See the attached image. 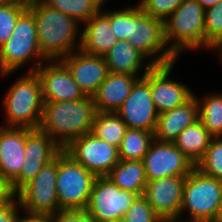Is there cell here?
Masks as SVG:
<instances>
[{"instance_id": "obj_29", "label": "cell", "mask_w": 222, "mask_h": 222, "mask_svg": "<svg viewBox=\"0 0 222 222\" xmlns=\"http://www.w3.org/2000/svg\"><path fill=\"white\" fill-rule=\"evenodd\" d=\"M199 120L213 138L222 137V93L198 98Z\"/></svg>"}, {"instance_id": "obj_43", "label": "cell", "mask_w": 222, "mask_h": 222, "mask_svg": "<svg viewBox=\"0 0 222 222\" xmlns=\"http://www.w3.org/2000/svg\"><path fill=\"white\" fill-rule=\"evenodd\" d=\"M216 221L222 222V196H221V204H220V208H219V212H218Z\"/></svg>"}, {"instance_id": "obj_35", "label": "cell", "mask_w": 222, "mask_h": 222, "mask_svg": "<svg viewBox=\"0 0 222 222\" xmlns=\"http://www.w3.org/2000/svg\"><path fill=\"white\" fill-rule=\"evenodd\" d=\"M48 162L50 161L24 159V164L19 176L9 185L11 192L15 195L25 184L32 180Z\"/></svg>"}, {"instance_id": "obj_37", "label": "cell", "mask_w": 222, "mask_h": 222, "mask_svg": "<svg viewBox=\"0 0 222 222\" xmlns=\"http://www.w3.org/2000/svg\"><path fill=\"white\" fill-rule=\"evenodd\" d=\"M111 27L115 37L119 41L126 40L127 7L111 11Z\"/></svg>"}, {"instance_id": "obj_2", "label": "cell", "mask_w": 222, "mask_h": 222, "mask_svg": "<svg viewBox=\"0 0 222 222\" xmlns=\"http://www.w3.org/2000/svg\"><path fill=\"white\" fill-rule=\"evenodd\" d=\"M95 114L91 96L81 100L44 102L39 129L64 149L72 140L92 131Z\"/></svg>"}, {"instance_id": "obj_38", "label": "cell", "mask_w": 222, "mask_h": 222, "mask_svg": "<svg viewBox=\"0 0 222 222\" xmlns=\"http://www.w3.org/2000/svg\"><path fill=\"white\" fill-rule=\"evenodd\" d=\"M20 208L19 200L14 195L10 200L0 206V222H18L21 211Z\"/></svg>"}, {"instance_id": "obj_25", "label": "cell", "mask_w": 222, "mask_h": 222, "mask_svg": "<svg viewBox=\"0 0 222 222\" xmlns=\"http://www.w3.org/2000/svg\"><path fill=\"white\" fill-rule=\"evenodd\" d=\"M24 159L51 161L63 149L45 132L25 128Z\"/></svg>"}, {"instance_id": "obj_23", "label": "cell", "mask_w": 222, "mask_h": 222, "mask_svg": "<svg viewBox=\"0 0 222 222\" xmlns=\"http://www.w3.org/2000/svg\"><path fill=\"white\" fill-rule=\"evenodd\" d=\"M107 177L122 190L144 195L147 179L142 160H120Z\"/></svg>"}, {"instance_id": "obj_32", "label": "cell", "mask_w": 222, "mask_h": 222, "mask_svg": "<svg viewBox=\"0 0 222 222\" xmlns=\"http://www.w3.org/2000/svg\"><path fill=\"white\" fill-rule=\"evenodd\" d=\"M196 167L204 174L222 181V137L212 138L209 147Z\"/></svg>"}, {"instance_id": "obj_44", "label": "cell", "mask_w": 222, "mask_h": 222, "mask_svg": "<svg viewBox=\"0 0 222 222\" xmlns=\"http://www.w3.org/2000/svg\"><path fill=\"white\" fill-rule=\"evenodd\" d=\"M13 1H16V0H0V5H3V4L9 3V2H13Z\"/></svg>"}, {"instance_id": "obj_13", "label": "cell", "mask_w": 222, "mask_h": 222, "mask_svg": "<svg viewBox=\"0 0 222 222\" xmlns=\"http://www.w3.org/2000/svg\"><path fill=\"white\" fill-rule=\"evenodd\" d=\"M142 161L147 182L164 177H187L196 167L174 143L156 140Z\"/></svg>"}, {"instance_id": "obj_7", "label": "cell", "mask_w": 222, "mask_h": 222, "mask_svg": "<svg viewBox=\"0 0 222 222\" xmlns=\"http://www.w3.org/2000/svg\"><path fill=\"white\" fill-rule=\"evenodd\" d=\"M222 181L195 167L186 177L179 222H214L221 204ZM188 219H181L183 211ZM181 219V220H180Z\"/></svg>"}, {"instance_id": "obj_33", "label": "cell", "mask_w": 222, "mask_h": 222, "mask_svg": "<svg viewBox=\"0 0 222 222\" xmlns=\"http://www.w3.org/2000/svg\"><path fill=\"white\" fill-rule=\"evenodd\" d=\"M124 222H163L144 195L136 198L123 217Z\"/></svg>"}, {"instance_id": "obj_45", "label": "cell", "mask_w": 222, "mask_h": 222, "mask_svg": "<svg viewBox=\"0 0 222 222\" xmlns=\"http://www.w3.org/2000/svg\"><path fill=\"white\" fill-rule=\"evenodd\" d=\"M107 222H124L123 218L118 219V220H112V221H107Z\"/></svg>"}, {"instance_id": "obj_1", "label": "cell", "mask_w": 222, "mask_h": 222, "mask_svg": "<svg viewBox=\"0 0 222 222\" xmlns=\"http://www.w3.org/2000/svg\"><path fill=\"white\" fill-rule=\"evenodd\" d=\"M28 9L35 17L39 48L47 61L61 60L80 49L81 24L74 18L49 7L42 0L28 1Z\"/></svg>"}, {"instance_id": "obj_36", "label": "cell", "mask_w": 222, "mask_h": 222, "mask_svg": "<svg viewBox=\"0 0 222 222\" xmlns=\"http://www.w3.org/2000/svg\"><path fill=\"white\" fill-rule=\"evenodd\" d=\"M53 222H98L86 210H59L52 215Z\"/></svg>"}, {"instance_id": "obj_39", "label": "cell", "mask_w": 222, "mask_h": 222, "mask_svg": "<svg viewBox=\"0 0 222 222\" xmlns=\"http://www.w3.org/2000/svg\"><path fill=\"white\" fill-rule=\"evenodd\" d=\"M27 216H20L18 222H53L52 216L49 215H39V214H29L25 213Z\"/></svg>"}, {"instance_id": "obj_17", "label": "cell", "mask_w": 222, "mask_h": 222, "mask_svg": "<svg viewBox=\"0 0 222 222\" xmlns=\"http://www.w3.org/2000/svg\"><path fill=\"white\" fill-rule=\"evenodd\" d=\"M86 96H93L109 71L103 56H96L78 49L60 60Z\"/></svg>"}, {"instance_id": "obj_21", "label": "cell", "mask_w": 222, "mask_h": 222, "mask_svg": "<svg viewBox=\"0 0 222 222\" xmlns=\"http://www.w3.org/2000/svg\"><path fill=\"white\" fill-rule=\"evenodd\" d=\"M143 77L109 72L92 96L96 112H116L129 96L135 82Z\"/></svg>"}, {"instance_id": "obj_42", "label": "cell", "mask_w": 222, "mask_h": 222, "mask_svg": "<svg viewBox=\"0 0 222 222\" xmlns=\"http://www.w3.org/2000/svg\"><path fill=\"white\" fill-rule=\"evenodd\" d=\"M218 51V54H219V57H220V60L222 59V40L220 42H218L213 48L212 50H216ZM222 62V60H221Z\"/></svg>"}, {"instance_id": "obj_30", "label": "cell", "mask_w": 222, "mask_h": 222, "mask_svg": "<svg viewBox=\"0 0 222 222\" xmlns=\"http://www.w3.org/2000/svg\"><path fill=\"white\" fill-rule=\"evenodd\" d=\"M27 9V0H16L0 5V47L11 37L18 19Z\"/></svg>"}, {"instance_id": "obj_3", "label": "cell", "mask_w": 222, "mask_h": 222, "mask_svg": "<svg viewBox=\"0 0 222 222\" xmlns=\"http://www.w3.org/2000/svg\"><path fill=\"white\" fill-rule=\"evenodd\" d=\"M6 92L3 107L7 120L3 126L38 129L44 102L37 73L21 75Z\"/></svg>"}, {"instance_id": "obj_10", "label": "cell", "mask_w": 222, "mask_h": 222, "mask_svg": "<svg viewBox=\"0 0 222 222\" xmlns=\"http://www.w3.org/2000/svg\"><path fill=\"white\" fill-rule=\"evenodd\" d=\"M63 151L96 177L107 176L120 161L118 147L96 137L92 132L72 140Z\"/></svg>"}, {"instance_id": "obj_6", "label": "cell", "mask_w": 222, "mask_h": 222, "mask_svg": "<svg viewBox=\"0 0 222 222\" xmlns=\"http://www.w3.org/2000/svg\"><path fill=\"white\" fill-rule=\"evenodd\" d=\"M204 16L197 0H185L164 21L166 44L177 58L185 50L205 49Z\"/></svg>"}, {"instance_id": "obj_12", "label": "cell", "mask_w": 222, "mask_h": 222, "mask_svg": "<svg viewBox=\"0 0 222 222\" xmlns=\"http://www.w3.org/2000/svg\"><path fill=\"white\" fill-rule=\"evenodd\" d=\"M127 128L155 132L159 113L150 89V70L133 85L129 96L116 111Z\"/></svg>"}, {"instance_id": "obj_22", "label": "cell", "mask_w": 222, "mask_h": 222, "mask_svg": "<svg viewBox=\"0 0 222 222\" xmlns=\"http://www.w3.org/2000/svg\"><path fill=\"white\" fill-rule=\"evenodd\" d=\"M110 73H126L133 76H144L154 64L138 49L133 48L127 40L115 43L112 49L104 56ZM144 70L143 74L139 73Z\"/></svg>"}, {"instance_id": "obj_4", "label": "cell", "mask_w": 222, "mask_h": 222, "mask_svg": "<svg viewBox=\"0 0 222 222\" xmlns=\"http://www.w3.org/2000/svg\"><path fill=\"white\" fill-rule=\"evenodd\" d=\"M126 40L154 65H166L178 59L168 48L164 37V21L146 14L139 4L127 7Z\"/></svg>"}, {"instance_id": "obj_27", "label": "cell", "mask_w": 222, "mask_h": 222, "mask_svg": "<svg viewBox=\"0 0 222 222\" xmlns=\"http://www.w3.org/2000/svg\"><path fill=\"white\" fill-rule=\"evenodd\" d=\"M153 141L154 132L127 128L118 148L120 160H143Z\"/></svg>"}, {"instance_id": "obj_41", "label": "cell", "mask_w": 222, "mask_h": 222, "mask_svg": "<svg viewBox=\"0 0 222 222\" xmlns=\"http://www.w3.org/2000/svg\"><path fill=\"white\" fill-rule=\"evenodd\" d=\"M220 0H197V2L206 10L215 5Z\"/></svg>"}, {"instance_id": "obj_16", "label": "cell", "mask_w": 222, "mask_h": 222, "mask_svg": "<svg viewBox=\"0 0 222 222\" xmlns=\"http://www.w3.org/2000/svg\"><path fill=\"white\" fill-rule=\"evenodd\" d=\"M175 63L154 65L150 69L151 96L159 114L184 104L194 95L186 84L169 78Z\"/></svg>"}, {"instance_id": "obj_26", "label": "cell", "mask_w": 222, "mask_h": 222, "mask_svg": "<svg viewBox=\"0 0 222 222\" xmlns=\"http://www.w3.org/2000/svg\"><path fill=\"white\" fill-rule=\"evenodd\" d=\"M127 126L116 112H96L92 133L119 148Z\"/></svg>"}, {"instance_id": "obj_14", "label": "cell", "mask_w": 222, "mask_h": 222, "mask_svg": "<svg viewBox=\"0 0 222 222\" xmlns=\"http://www.w3.org/2000/svg\"><path fill=\"white\" fill-rule=\"evenodd\" d=\"M186 177H164L147 182L144 196L163 222L178 221Z\"/></svg>"}, {"instance_id": "obj_24", "label": "cell", "mask_w": 222, "mask_h": 222, "mask_svg": "<svg viewBox=\"0 0 222 222\" xmlns=\"http://www.w3.org/2000/svg\"><path fill=\"white\" fill-rule=\"evenodd\" d=\"M212 138L198 120L184 129L173 143L196 166L204 156Z\"/></svg>"}, {"instance_id": "obj_18", "label": "cell", "mask_w": 222, "mask_h": 222, "mask_svg": "<svg viewBox=\"0 0 222 222\" xmlns=\"http://www.w3.org/2000/svg\"><path fill=\"white\" fill-rule=\"evenodd\" d=\"M25 128L0 126V176L10 185L24 164Z\"/></svg>"}, {"instance_id": "obj_5", "label": "cell", "mask_w": 222, "mask_h": 222, "mask_svg": "<svg viewBox=\"0 0 222 222\" xmlns=\"http://www.w3.org/2000/svg\"><path fill=\"white\" fill-rule=\"evenodd\" d=\"M33 59H36V62L28 72H35L47 61L39 48L35 17L27 9L18 19L11 37L0 47L1 76L15 73Z\"/></svg>"}, {"instance_id": "obj_11", "label": "cell", "mask_w": 222, "mask_h": 222, "mask_svg": "<svg viewBox=\"0 0 222 222\" xmlns=\"http://www.w3.org/2000/svg\"><path fill=\"white\" fill-rule=\"evenodd\" d=\"M139 195L120 189L107 176L96 177L85 209L98 222L118 220Z\"/></svg>"}, {"instance_id": "obj_20", "label": "cell", "mask_w": 222, "mask_h": 222, "mask_svg": "<svg viewBox=\"0 0 222 222\" xmlns=\"http://www.w3.org/2000/svg\"><path fill=\"white\" fill-rule=\"evenodd\" d=\"M102 9L98 14L84 22L81 32L80 49L86 53L105 56L119 40L111 27V11Z\"/></svg>"}, {"instance_id": "obj_9", "label": "cell", "mask_w": 222, "mask_h": 222, "mask_svg": "<svg viewBox=\"0 0 222 222\" xmlns=\"http://www.w3.org/2000/svg\"><path fill=\"white\" fill-rule=\"evenodd\" d=\"M57 174L58 155L15 194L22 211L52 216L60 210L56 190Z\"/></svg>"}, {"instance_id": "obj_31", "label": "cell", "mask_w": 222, "mask_h": 222, "mask_svg": "<svg viewBox=\"0 0 222 222\" xmlns=\"http://www.w3.org/2000/svg\"><path fill=\"white\" fill-rule=\"evenodd\" d=\"M204 34L206 50L222 40V0L205 10Z\"/></svg>"}, {"instance_id": "obj_15", "label": "cell", "mask_w": 222, "mask_h": 222, "mask_svg": "<svg viewBox=\"0 0 222 222\" xmlns=\"http://www.w3.org/2000/svg\"><path fill=\"white\" fill-rule=\"evenodd\" d=\"M41 80L43 102L73 101L86 97L60 61H46L35 71Z\"/></svg>"}, {"instance_id": "obj_34", "label": "cell", "mask_w": 222, "mask_h": 222, "mask_svg": "<svg viewBox=\"0 0 222 222\" xmlns=\"http://www.w3.org/2000/svg\"><path fill=\"white\" fill-rule=\"evenodd\" d=\"M185 0H140L139 6L153 18L165 21Z\"/></svg>"}, {"instance_id": "obj_19", "label": "cell", "mask_w": 222, "mask_h": 222, "mask_svg": "<svg viewBox=\"0 0 222 222\" xmlns=\"http://www.w3.org/2000/svg\"><path fill=\"white\" fill-rule=\"evenodd\" d=\"M198 120L199 106L194 94L184 104L159 114L154 140L173 143L184 129Z\"/></svg>"}, {"instance_id": "obj_28", "label": "cell", "mask_w": 222, "mask_h": 222, "mask_svg": "<svg viewBox=\"0 0 222 222\" xmlns=\"http://www.w3.org/2000/svg\"><path fill=\"white\" fill-rule=\"evenodd\" d=\"M46 5L84 23L98 14L107 0H42Z\"/></svg>"}, {"instance_id": "obj_8", "label": "cell", "mask_w": 222, "mask_h": 222, "mask_svg": "<svg viewBox=\"0 0 222 222\" xmlns=\"http://www.w3.org/2000/svg\"><path fill=\"white\" fill-rule=\"evenodd\" d=\"M96 176L63 150L58 154L56 190L60 210H85Z\"/></svg>"}, {"instance_id": "obj_40", "label": "cell", "mask_w": 222, "mask_h": 222, "mask_svg": "<svg viewBox=\"0 0 222 222\" xmlns=\"http://www.w3.org/2000/svg\"><path fill=\"white\" fill-rule=\"evenodd\" d=\"M13 196L14 194L11 192L9 185L0 176V206Z\"/></svg>"}]
</instances>
